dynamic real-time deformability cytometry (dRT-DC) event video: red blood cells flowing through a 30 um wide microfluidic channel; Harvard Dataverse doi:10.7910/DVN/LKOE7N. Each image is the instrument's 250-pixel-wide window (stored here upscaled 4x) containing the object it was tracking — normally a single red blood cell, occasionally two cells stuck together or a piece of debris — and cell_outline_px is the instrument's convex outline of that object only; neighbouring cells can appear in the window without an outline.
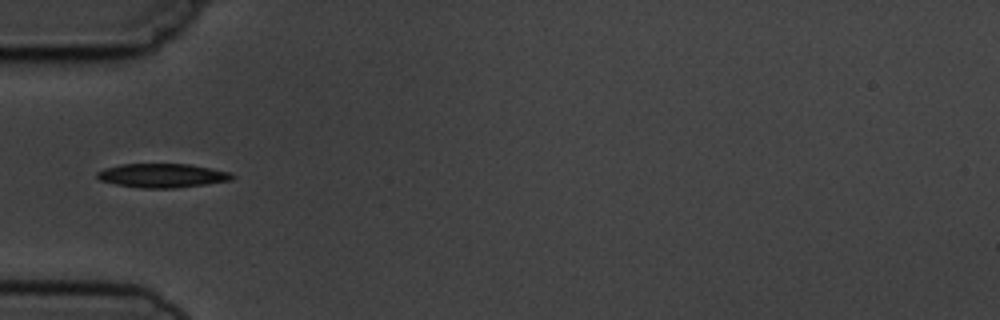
{"species": "common noctule bat (a hibernating species)", "species_latin": "Nyctalus noctula", "temperature_condition": "cold", "stored_images_in_passage": 11, "camera_frame_rate_fps": 3000, "um_per_image_px": 0.085, "animal": {"sex": "male", "body_mass_g": 19.5, "forearm_length_mm": 54.6}, "frame": {"image": 1, "passage_image": 5, "time_ms": 5.667, "image_size_px": [1000, 320], "cell_outline_px": [[236, 176], [232, 180], [204, 184], [172, 188], [144, 188], [116, 184], [100, 180], [96, 176], [96, 172], [104, 168], [120, 164], [188, 164], [228, 172]], "centroid_in_image_um": [13.75, 14.91], "position_along_channel_um": 71.2, "area_um2": 18.61}}
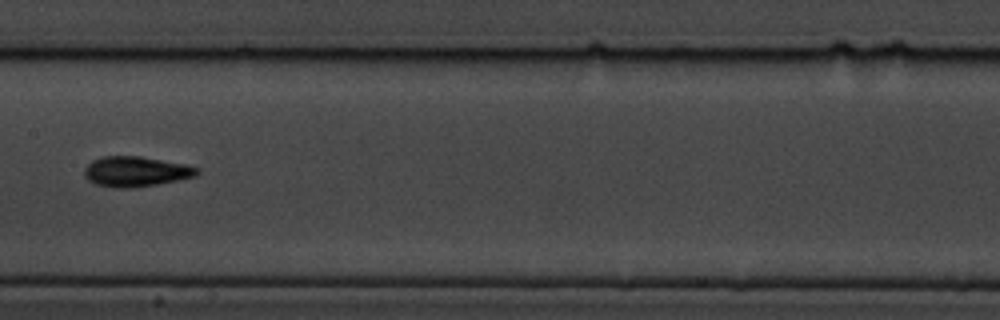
{"frame": {"image": 2, "passage_image": 8, "time_ms": 9.0, "image_size_px": [1000, 320], "cell_outline_px": [[200, 172], [196, 176], [180, 180], [156, 184], [128, 188], [116, 188], [96, 184], [88, 180], [84, 176], [84, 168], [92, 160], [100, 156], [140, 156], [188, 164], [200, 168]], "centroid_in_image_um": [11.57, 14.57], "position_along_channel_um": 195.8, "area_um2": 20.06}}
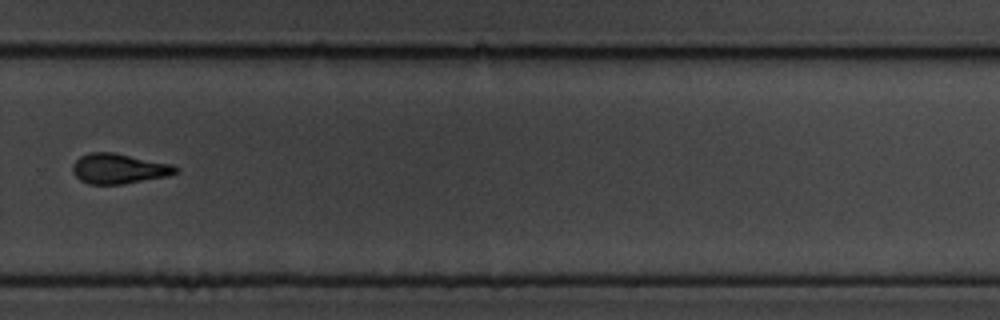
{"frame": {"image": 3, "passage_image": 11, "time_ms": 12.333, "image_size_px": [1000, 320], "cell_outline_px": [[180, 168], [176, 172], [168, 176], [124, 184], [88, 184], [80, 180], [72, 172], [72, 164], [80, 156], [88, 152], [112, 152], [172, 164]], "centroid_in_image_um": [10.08, 14.33], "position_along_channel_um": 319.7, "area_um2": 18.15}}